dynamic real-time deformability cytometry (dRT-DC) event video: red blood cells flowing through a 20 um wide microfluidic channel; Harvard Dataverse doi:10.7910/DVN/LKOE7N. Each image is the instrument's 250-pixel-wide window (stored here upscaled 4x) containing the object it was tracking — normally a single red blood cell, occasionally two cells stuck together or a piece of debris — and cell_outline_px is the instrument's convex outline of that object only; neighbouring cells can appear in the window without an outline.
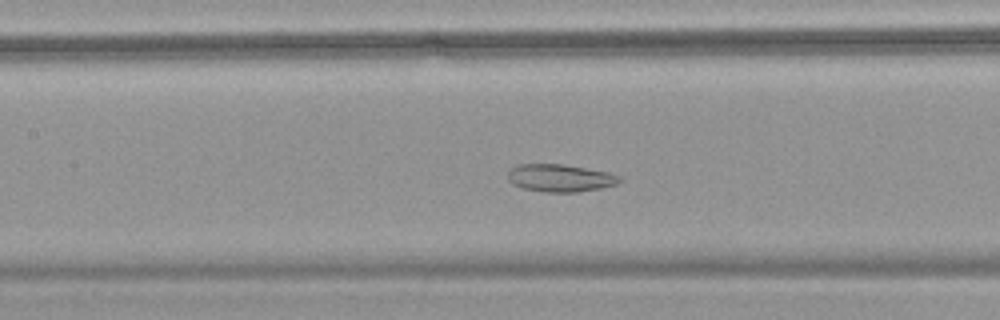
{"species": "common noctule bat (a hibernating species)", "species_latin": "Nyctalus noctula", "temperature_condition": "warm", "stored_images_in_passage": 44, "camera_frame_rate_fps": 3000, "um_per_image_px": 0.085, "animal": {"sex": "female", "body_mass_g": 18.4}, "frame": {"image": 1, "passage_image": 18, "time_ms": 5.667, "image_size_px": [1000, 320], "cell_outline_px": [[624, 180], [616, 184], [600, 188], [576, 192], [544, 192], [520, 188], [512, 184], [508, 180], [508, 168], [516, 164], [564, 164], [608, 172], [620, 176]], "centroid_in_image_um": [47.57, 15.12], "position_along_channel_um": 159.8, "area_um2": 18.21}}
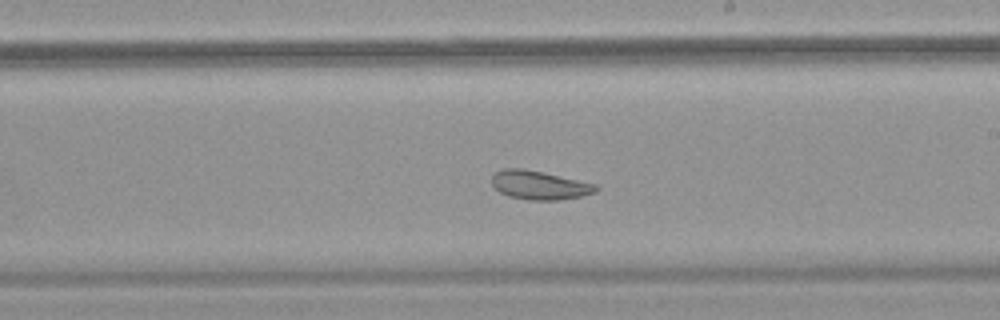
{"frame": {"image": 2, "passage_image": 25, "time_ms": 8.0, "image_size_px": [1000, 320], "cell_outline_px": [[600, 188], [596, 192], [580, 196], [560, 200], [528, 200], [508, 196], [500, 192], [492, 184], [492, 176], [496, 172], [504, 168], [524, 168], [544, 172], [596, 184]], "centroid_in_image_um": [45.86, 15.73], "position_along_channel_um": 243.1, "area_um2": 17.51}}
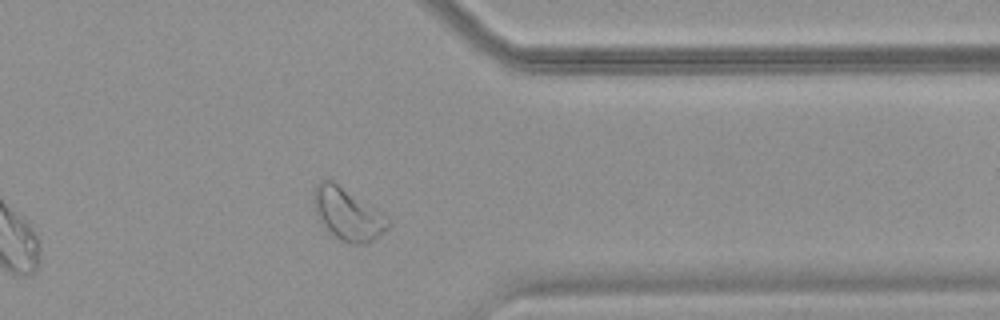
{"frame": {"image": 3, "passage_image": 37, "time_ms": 12.0, "image_size_px": [1000, 320], "cell_outline_px": [[388, 228], [368, 244], [352, 244], [340, 240], [328, 232], [316, 216], [312, 200], [312, 192], [316, 184], [320, 180], [332, 180], [388, 220]], "centroid_in_image_um": [29.43, 18.22], "position_along_channel_um": 382.0, "area_um2": 21.96}}